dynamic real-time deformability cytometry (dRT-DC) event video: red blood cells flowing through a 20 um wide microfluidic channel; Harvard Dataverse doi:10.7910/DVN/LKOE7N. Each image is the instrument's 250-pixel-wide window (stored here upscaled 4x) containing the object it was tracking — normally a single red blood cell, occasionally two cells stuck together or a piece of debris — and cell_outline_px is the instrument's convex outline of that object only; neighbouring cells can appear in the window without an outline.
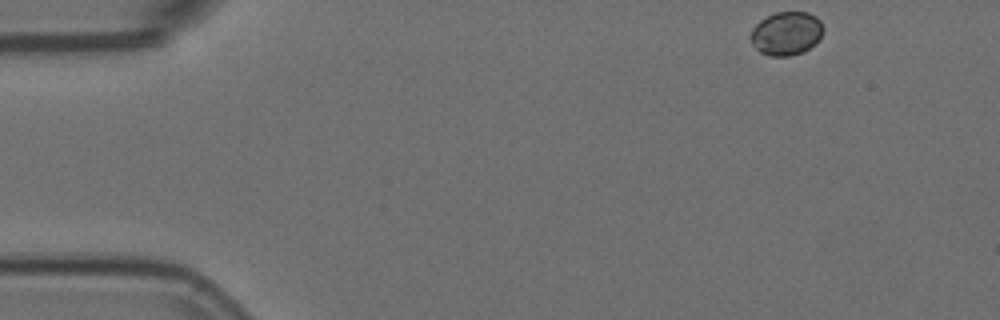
{"species": "Egyptian fruit bat (a non-hibernating species)", "species_latin": "Rousettus aegyptiacus", "temperature_condition": "room temperature", "stored_images_in_passage": 4, "camera_frame_rate_fps": 3000, "um_per_image_px": 0.085, "animal": {"sex": "female"}, "frame": {"image": 1, "passage_image": 1, "time_ms": 0.0, "image_size_px": [1000, 320], "cell_outline_px": [[824, 28], [816, 44], [804, 52], [788, 56], [768, 56], [760, 52], [752, 44], [752, 28], [760, 20], [776, 12], [808, 12], [816, 16], [820, 20]], "centroid_in_image_um": [66.86, 2.84], "position_along_channel_um": 18.1, "area_um2": 18.44}}
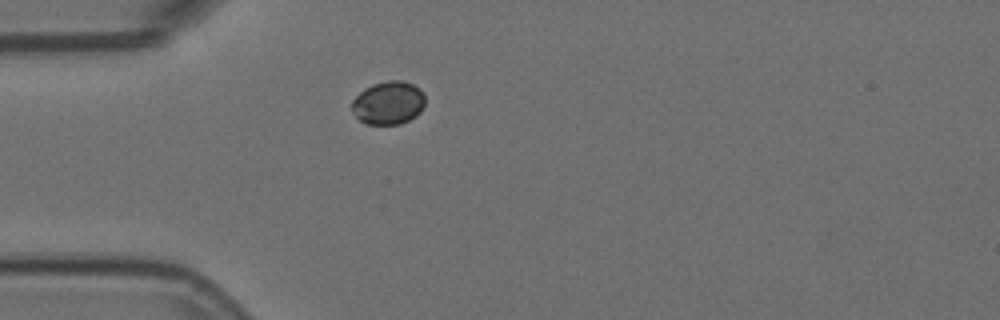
{"frame": {"image": 2, "passage_image": 4, "time_ms": 1.0, "image_size_px": [1000, 320], "cell_outline_px": [[424, 104], [420, 112], [416, 116], [400, 124], [368, 124], [360, 120], [352, 112], [352, 100], [364, 88], [372, 84], [388, 80], [400, 80], [412, 84], [420, 88], [424, 92]], "centroid_in_image_um": [33.01, 8.73], "position_along_channel_um": 52.0, "area_um2": 18.5}}